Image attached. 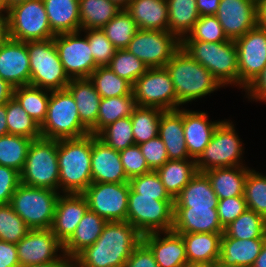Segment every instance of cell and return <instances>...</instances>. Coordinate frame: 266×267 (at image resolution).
Here are the masks:
<instances>
[{
	"instance_id": "49",
	"label": "cell",
	"mask_w": 266,
	"mask_h": 267,
	"mask_svg": "<svg viewBox=\"0 0 266 267\" xmlns=\"http://www.w3.org/2000/svg\"><path fill=\"white\" fill-rule=\"evenodd\" d=\"M182 40H200L203 42H222L229 39L215 15L200 16L192 30Z\"/></svg>"
},
{
	"instance_id": "30",
	"label": "cell",
	"mask_w": 266,
	"mask_h": 267,
	"mask_svg": "<svg viewBox=\"0 0 266 267\" xmlns=\"http://www.w3.org/2000/svg\"><path fill=\"white\" fill-rule=\"evenodd\" d=\"M107 221L89 209L80 220L75 232L63 244V253L75 258L85 248L96 242Z\"/></svg>"
},
{
	"instance_id": "47",
	"label": "cell",
	"mask_w": 266,
	"mask_h": 267,
	"mask_svg": "<svg viewBox=\"0 0 266 267\" xmlns=\"http://www.w3.org/2000/svg\"><path fill=\"white\" fill-rule=\"evenodd\" d=\"M108 66L116 75L132 85L149 69L144 62L126 49H117Z\"/></svg>"
},
{
	"instance_id": "22",
	"label": "cell",
	"mask_w": 266,
	"mask_h": 267,
	"mask_svg": "<svg viewBox=\"0 0 266 267\" xmlns=\"http://www.w3.org/2000/svg\"><path fill=\"white\" fill-rule=\"evenodd\" d=\"M142 242L151 250L159 267H183L187 263L183 238L173 230L144 234Z\"/></svg>"
},
{
	"instance_id": "10",
	"label": "cell",
	"mask_w": 266,
	"mask_h": 267,
	"mask_svg": "<svg viewBox=\"0 0 266 267\" xmlns=\"http://www.w3.org/2000/svg\"><path fill=\"white\" fill-rule=\"evenodd\" d=\"M240 140L233 122L222 120L205 150L195 160L197 172L213 168L245 166L242 161L244 145Z\"/></svg>"
},
{
	"instance_id": "9",
	"label": "cell",
	"mask_w": 266,
	"mask_h": 267,
	"mask_svg": "<svg viewBox=\"0 0 266 267\" xmlns=\"http://www.w3.org/2000/svg\"><path fill=\"white\" fill-rule=\"evenodd\" d=\"M10 39L22 42L53 39L43 0H27L6 11Z\"/></svg>"
},
{
	"instance_id": "11",
	"label": "cell",
	"mask_w": 266,
	"mask_h": 267,
	"mask_svg": "<svg viewBox=\"0 0 266 267\" xmlns=\"http://www.w3.org/2000/svg\"><path fill=\"white\" fill-rule=\"evenodd\" d=\"M173 213L174 200H155V197L141 196L130 187L127 221L142 235L171 231Z\"/></svg>"
},
{
	"instance_id": "6",
	"label": "cell",
	"mask_w": 266,
	"mask_h": 267,
	"mask_svg": "<svg viewBox=\"0 0 266 267\" xmlns=\"http://www.w3.org/2000/svg\"><path fill=\"white\" fill-rule=\"evenodd\" d=\"M58 140L40 137L32 140L20 173V183L59 192Z\"/></svg>"
},
{
	"instance_id": "43",
	"label": "cell",
	"mask_w": 266,
	"mask_h": 267,
	"mask_svg": "<svg viewBox=\"0 0 266 267\" xmlns=\"http://www.w3.org/2000/svg\"><path fill=\"white\" fill-rule=\"evenodd\" d=\"M6 120L8 134L21 135L33 140L42 137L38 123L13 97L6 103Z\"/></svg>"
},
{
	"instance_id": "61",
	"label": "cell",
	"mask_w": 266,
	"mask_h": 267,
	"mask_svg": "<svg viewBox=\"0 0 266 267\" xmlns=\"http://www.w3.org/2000/svg\"><path fill=\"white\" fill-rule=\"evenodd\" d=\"M8 35V19L6 12L0 10V45H2L7 39Z\"/></svg>"
},
{
	"instance_id": "54",
	"label": "cell",
	"mask_w": 266,
	"mask_h": 267,
	"mask_svg": "<svg viewBox=\"0 0 266 267\" xmlns=\"http://www.w3.org/2000/svg\"><path fill=\"white\" fill-rule=\"evenodd\" d=\"M247 209L244 196L218 200L217 213L223 228L236 220Z\"/></svg>"
},
{
	"instance_id": "2",
	"label": "cell",
	"mask_w": 266,
	"mask_h": 267,
	"mask_svg": "<svg viewBox=\"0 0 266 267\" xmlns=\"http://www.w3.org/2000/svg\"><path fill=\"white\" fill-rule=\"evenodd\" d=\"M92 134L58 140L59 192L82 194L92 184Z\"/></svg>"
},
{
	"instance_id": "40",
	"label": "cell",
	"mask_w": 266,
	"mask_h": 267,
	"mask_svg": "<svg viewBox=\"0 0 266 267\" xmlns=\"http://www.w3.org/2000/svg\"><path fill=\"white\" fill-rule=\"evenodd\" d=\"M33 139L21 135L0 136V165L22 172Z\"/></svg>"
},
{
	"instance_id": "25",
	"label": "cell",
	"mask_w": 266,
	"mask_h": 267,
	"mask_svg": "<svg viewBox=\"0 0 266 267\" xmlns=\"http://www.w3.org/2000/svg\"><path fill=\"white\" fill-rule=\"evenodd\" d=\"M184 134L183 108L163 111L158 136L165 144L169 160H195L188 154Z\"/></svg>"
},
{
	"instance_id": "14",
	"label": "cell",
	"mask_w": 266,
	"mask_h": 267,
	"mask_svg": "<svg viewBox=\"0 0 266 267\" xmlns=\"http://www.w3.org/2000/svg\"><path fill=\"white\" fill-rule=\"evenodd\" d=\"M129 192V182L92 183L82 194L89 210L106 221H127Z\"/></svg>"
},
{
	"instance_id": "35",
	"label": "cell",
	"mask_w": 266,
	"mask_h": 267,
	"mask_svg": "<svg viewBox=\"0 0 266 267\" xmlns=\"http://www.w3.org/2000/svg\"><path fill=\"white\" fill-rule=\"evenodd\" d=\"M168 31L180 41L188 35L200 18L196 0H166Z\"/></svg>"
},
{
	"instance_id": "3",
	"label": "cell",
	"mask_w": 266,
	"mask_h": 267,
	"mask_svg": "<svg viewBox=\"0 0 266 267\" xmlns=\"http://www.w3.org/2000/svg\"><path fill=\"white\" fill-rule=\"evenodd\" d=\"M173 82L177 101L184 105L210 95L222 86L212 73L181 47L164 66Z\"/></svg>"
},
{
	"instance_id": "69",
	"label": "cell",
	"mask_w": 266,
	"mask_h": 267,
	"mask_svg": "<svg viewBox=\"0 0 266 267\" xmlns=\"http://www.w3.org/2000/svg\"><path fill=\"white\" fill-rule=\"evenodd\" d=\"M67 267H84L82 266L77 260H75L74 258H71L68 261Z\"/></svg>"
},
{
	"instance_id": "26",
	"label": "cell",
	"mask_w": 266,
	"mask_h": 267,
	"mask_svg": "<svg viewBox=\"0 0 266 267\" xmlns=\"http://www.w3.org/2000/svg\"><path fill=\"white\" fill-rule=\"evenodd\" d=\"M266 238L237 239L222 237L217 266L252 267Z\"/></svg>"
},
{
	"instance_id": "1",
	"label": "cell",
	"mask_w": 266,
	"mask_h": 267,
	"mask_svg": "<svg viewBox=\"0 0 266 267\" xmlns=\"http://www.w3.org/2000/svg\"><path fill=\"white\" fill-rule=\"evenodd\" d=\"M142 234L128 221H107L94 244L74 259L84 267H124Z\"/></svg>"
},
{
	"instance_id": "16",
	"label": "cell",
	"mask_w": 266,
	"mask_h": 267,
	"mask_svg": "<svg viewBox=\"0 0 266 267\" xmlns=\"http://www.w3.org/2000/svg\"><path fill=\"white\" fill-rule=\"evenodd\" d=\"M81 31L56 35L54 43L67 76L71 79L89 78L98 67L92 57L88 39Z\"/></svg>"
},
{
	"instance_id": "58",
	"label": "cell",
	"mask_w": 266,
	"mask_h": 267,
	"mask_svg": "<svg viewBox=\"0 0 266 267\" xmlns=\"http://www.w3.org/2000/svg\"><path fill=\"white\" fill-rule=\"evenodd\" d=\"M0 267H20L16 244L0 240Z\"/></svg>"
},
{
	"instance_id": "15",
	"label": "cell",
	"mask_w": 266,
	"mask_h": 267,
	"mask_svg": "<svg viewBox=\"0 0 266 267\" xmlns=\"http://www.w3.org/2000/svg\"><path fill=\"white\" fill-rule=\"evenodd\" d=\"M234 42L238 50V86L245 90L266 66V29L257 25Z\"/></svg>"
},
{
	"instance_id": "4",
	"label": "cell",
	"mask_w": 266,
	"mask_h": 267,
	"mask_svg": "<svg viewBox=\"0 0 266 267\" xmlns=\"http://www.w3.org/2000/svg\"><path fill=\"white\" fill-rule=\"evenodd\" d=\"M181 48L207 68L222 88L228 84L238 86V50L234 40H181Z\"/></svg>"
},
{
	"instance_id": "44",
	"label": "cell",
	"mask_w": 266,
	"mask_h": 267,
	"mask_svg": "<svg viewBox=\"0 0 266 267\" xmlns=\"http://www.w3.org/2000/svg\"><path fill=\"white\" fill-rule=\"evenodd\" d=\"M101 30L117 49H125L139 28L129 13L122 9Z\"/></svg>"
},
{
	"instance_id": "23",
	"label": "cell",
	"mask_w": 266,
	"mask_h": 267,
	"mask_svg": "<svg viewBox=\"0 0 266 267\" xmlns=\"http://www.w3.org/2000/svg\"><path fill=\"white\" fill-rule=\"evenodd\" d=\"M172 230L176 233H224L217 208L174 207Z\"/></svg>"
},
{
	"instance_id": "34",
	"label": "cell",
	"mask_w": 266,
	"mask_h": 267,
	"mask_svg": "<svg viewBox=\"0 0 266 267\" xmlns=\"http://www.w3.org/2000/svg\"><path fill=\"white\" fill-rule=\"evenodd\" d=\"M166 192L174 200L197 173L195 160H168L156 170Z\"/></svg>"
},
{
	"instance_id": "62",
	"label": "cell",
	"mask_w": 266,
	"mask_h": 267,
	"mask_svg": "<svg viewBox=\"0 0 266 267\" xmlns=\"http://www.w3.org/2000/svg\"><path fill=\"white\" fill-rule=\"evenodd\" d=\"M70 259V257L63 253V255L56 261L43 264L27 265L24 267H67L68 261Z\"/></svg>"
},
{
	"instance_id": "68",
	"label": "cell",
	"mask_w": 266,
	"mask_h": 267,
	"mask_svg": "<svg viewBox=\"0 0 266 267\" xmlns=\"http://www.w3.org/2000/svg\"><path fill=\"white\" fill-rule=\"evenodd\" d=\"M111 1L117 4L120 8L125 9L131 0H111Z\"/></svg>"
},
{
	"instance_id": "33",
	"label": "cell",
	"mask_w": 266,
	"mask_h": 267,
	"mask_svg": "<svg viewBox=\"0 0 266 267\" xmlns=\"http://www.w3.org/2000/svg\"><path fill=\"white\" fill-rule=\"evenodd\" d=\"M181 234L186 250L187 262L217 264L219 260L220 233H178Z\"/></svg>"
},
{
	"instance_id": "63",
	"label": "cell",
	"mask_w": 266,
	"mask_h": 267,
	"mask_svg": "<svg viewBox=\"0 0 266 267\" xmlns=\"http://www.w3.org/2000/svg\"><path fill=\"white\" fill-rule=\"evenodd\" d=\"M258 25L266 29V0H257Z\"/></svg>"
},
{
	"instance_id": "29",
	"label": "cell",
	"mask_w": 266,
	"mask_h": 267,
	"mask_svg": "<svg viewBox=\"0 0 266 267\" xmlns=\"http://www.w3.org/2000/svg\"><path fill=\"white\" fill-rule=\"evenodd\" d=\"M249 167L234 166L213 168L204 173L210 180L211 186L219 200L235 196H244L245 180Z\"/></svg>"
},
{
	"instance_id": "56",
	"label": "cell",
	"mask_w": 266,
	"mask_h": 267,
	"mask_svg": "<svg viewBox=\"0 0 266 267\" xmlns=\"http://www.w3.org/2000/svg\"><path fill=\"white\" fill-rule=\"evenodd\" d=\"M124 267H159L151 250L141 242L132 252Z\"/></svg>"
},
{
	"instance_id": "18",
	"label": "cell",
	"mask_w": 266,
	"mask_h": 267,
	"mask_svg": "<svg viewBox=\"0 0 266 267\" xmlns=\"http://www.w3.org/2000/svg\"><path fill=\"white\" fill-rule=\"evenodd\" d=\"M215 16L227 38L235 40L258 25L257 0H220Z\"/></svg>"
},
{
	"instance_id": "50",
	"label": "cell",
	"mask_w": 266,
	"mask_h": 267,
	"mask_svg": "<svg viewBox=\"0 0 266 267\" xmlns=\"http://www.w3.org/2000/svg\"><path fill=\"white\" fill-rule=\"evenodd\" d=\"M88 39L92 57L99 66H108L117 48L106 37L101 29L82 30Z\"/></svg>"
},
{
	"instance_id": "5",
	"label": "cell",
	"mask_w": 266,
	"mask_h": 267,
	"mask_svg": "<svg viewBox=\"0 0 266 267\" xmlns=\"http://www.w3.org/2000/svg\"><path fill=\"white\" fill-rule=\"evenodd\" d=\"M41 136L47 139H76L90 134L81 123L76 102L67 89L50 91L45 120L40 125Z\"/></svg>"
},
{
	"instance_id": "60",
	"label": "cell",
	"mask_w": 266,
	"mask_h": 267,
	"mask_svg": "<svg viewBox=\"0 0 266 267\" xmlns=\"http://www.w3.org/2000/svg\"><path fill=\"white\" fill-rule=\"evenodd\" d=\"M14 87L0 77V105L7 103L13 97Z\"/></svg>"
},
{
	"instance_id": "39",
	"label": "cell",
	"mask_w": 266,
	"mask_h": 267,
	"mask_svg": "<svg viewBox=\"0 0 266 267\" xmlns=\"http://www.w3.org/2000/svg\"><path fill=\"white\" fill-rule=\"evenodd\" d=\"M222 237L241 240L266 238V219L253 210L246 209L236 220L224 228Z\"/></svg>"
},
{
	"instance_id": "70",
	"label": "cell",
	"mask_w": 266,
	"mask_h": 267,
	"mask_svg": "<svg viewBox=\"0 0 266 267\" xmlns=\"http://www.w3.org/2000/svg\"><path fill=\"white\" fill-rule=\"evenodd\" d=\"M217 267H243V266H217Z\"/></svg>"
},
{
	"instance_id": "52",
	"label": "cell",
	"mask_w": 266,
	"mask_h": 267,
	"mask_svg": "<svg viewBox=\"0 0 266 267\" xmlns=\"http://www.w3.org/2000/svg\"><path fill=\"white\" fill-rule=\"evenodd\" d=\"M119 153L123 169L129 180L136 176L151 172L142 155L141 149L137 144L131 145L128 148L119 151Z\"/></svg>"
},
{
	"instance_id": "13",
	"label": "cell",
	"mask_w": 266,
	"mask_h": 267,
	"mask_svg": "<svg viewBox=\"0 0 266 267\" xmlns=\"http://www.w3.org/2000/svg\"><path fill=\"white\" fill-rule=\"evenodd\" d=\"M180 47L181 41L169 31L139 29L125 49L148 68H156L164 67Z\"/></svg>"
},
{
	"instance_id": "55",
	"label": "cell",
	"mask_w": 266,
	"mask_h": 267,
	"mask_svg": "<svg viewBox=\"0 0 266 267\" xmlns=\"http://www.w3.org/2000/svg\"><path fill=\"white\" fill-rule=\"evenodd\" d=\"M20 184V173L13 168L0 165V205L9 204Z\"/></svg>"
},
{
	"instance_id": "8",
	"label": "cell",
	"mask_w": 266,
	"mask_h": 267,
	"mask_svg": "<svg viewBox=\"0 0 266 267\" xmlns=\"http://www.w3.org/2000/svg\"><path fill=\"white\" fill-rule=\"evenodd\" d=\"M31 86L57 91L66 89L70 78L64 71L54 39L28 41Z\"/></svg>"
},
{
	"instance_id": "65",
	"label": "cell",
	"mask_w": 266,
	"mask_h": 267,
	"mask_svg": "<svg viewBox=\"0 0 266 267\" xmlns=\"http://www.w3.org/2000/svg\"><path fill=\"white\" fill-rule=\"evenodd\" d=\"M252 267H266V241Z\"/></svg>"
},
{
	"instance_id": "38",
	"label": "cell",
	"mask_w": 266,
	"mask_h": 267,
	"mask_svg": "<svg viewBox=\"0 0 266 267\" xmlns=\"http://www.w3.org/2000/svg\"><path fill=\"white\" fill-rule=\"evenodd\" d=\"M13 98L39 126L43 123L48 109L50 91L31 85L19 86L13 89Z\"/></svg>"
},
{
	"instance_id": "27",
	"label": "cell",
	"mask_w": 266,
	"mask_h": 267,
	"mask_svg": "<svg viewBox=\"0 0 266 267\" xmlns=\"http://www.w3.org/2000/svg\"><path fill=\"white\" fill-rule=\"evenodd\" d=\"M66 89L76 102L81 123L90 131L97 122L100 94L89 78L71 79Z\"/></svg>"
},
{
	"instance_id": "48",
	"label": "cell",
	"mask_w": 266,
	"mask_h": 267,
	"mask_svg": "<svg viewBox=\"0 0 266 267\" xmlns=\"http://www.w3.org/2000/svg\"><path fill=\"white\" fill-rule=\"evenodd\" d=\"M10 204L0 205V240L17 244L29 231Z\"/></svg>"
},
{
	"instance_id": "17",
	"label": "cell",
	"mask_w": 266,
	"mask_h": 267,
	"mask_svg": "<svg viewBox=\"0 0 266 267\" xmlns=\"http://www.w3.org/2000/svg\"><path fill=\"white\" fill-rule=\"evenodd\" d=\"M16 246L20 267L53 262L63 255V244L50 229L29 230Z\"/></svg>"
},
{
	"instance_id": "64",
	"label": "cell",
	"mask_w": 266,
	"mask_h": 267,
	"mask_svg": "<svg viewBox=\"0 0 266 267\" xmlns=\"http://www.w3.org/2000/svg\"><path fill=\"white\" fill-rule=\"evenodd\" d=\"M8 134V126L6 120V103L0 105V136Z\"/></svg>"
},
{
	"instance_id": "12",
	"label": "cell",
	"mask_w": 266,
	"mask_h": 267,
	"mask_svg": "<svg viewBox=\"0 0 266 267\" xmlns=\"http://www.w3.org/2000/svg\"><path fill=\"white\" fill-rule=\"evenodd\" d=\"M132 93L137 106L155 107L163 111L176 110L181 106L165 67L149 68L135 81Z\"/></svg>"
},
{
	"instance_id": "42",
	"label": "cell",
	"mask_w": 266,
	"mask_h": 267,
	"mask_svg": "<svg viewBox=\"0 0 266 267\" xmlns=\"http://www.w3.org/2000/svg\"><path fill=\"white\" fill-rule=\"evenodd\" d=\"M96 91L101 98L131 95L132 84L116 75L109 66H99L90 75Z\"/></svg>"
},
{
	"instance_id": "7",
	"label": "cell",
	"mask_w": 266,
	"mask_h": 267,
	"mask_svg": "<svg viewBox=\"0 0 266 267\" xmlns=\"http://www.w3.org/2000/svg\"><path fill=\"white\" fill-rule=\"evenodd\" d=\"M60 194L56 190L20 183L9 204L30 230L50 229Z\"/></svg>"
},
{
	"instance_id": "31",
	"label": "cell",
	"mask_w": 266,
	"mask_h": 267,
	"mask_svg": "<svg viewBox=\"0 0 266 267\" xmlns=\"http://www.w3.org/2000/svg\"><path fill=\"white\" fill-rule=\"evenodd\" d=\"M55 35L80 31L79 0H43Z\"/></svg>"
},
{
	"instance_id": "46",
	"label": "cell",
	"mask_w": 266,
	"mask_h": 267,
	"mask_svg": "<svg viewBox=\"0 0 266 267\" xmlns=\"http://www.w3.org/2000/svg\"><path fill=\"white\" fill-rule=\"evenodd\" d=\"M244 197L247 209L266 219V175L250 169L245 180Z\"/></svg>"
},
{
	"instance_id": "36",
	"label": "cell",
	"mask_w": 266,
	"mask_h": 267,
	"mask_svg": "<svg viewBox=\"0 0 266 267\" xmlns=\"http://www.w3.org/2000/svg\"><path fill=\"white\" fill-rule=\"evenodd\" d=\"M121 10L111 0H79L80 31L101 29Z\"/></svg>"
},
{
	"instance_id": "57",
	"label": "cell",
	"mask_w": 266,
	"mask_h": 267,
	"mask_svg": "<svg viewBox=\"0 0 266 267\" xmlns=\"http://www.w3.org/2000/svg\"><path fill=\"white\" fill-rule=\"evenodd\" d=\"M246 98L251 101H261L266 103V66L255 80L244 90Z\"/></svg>"
},
{
	"instance_id": "45",
	"label": "cell",
	"mask_w": 266,
	"mask_h": 267,
	"mask_svg": "<svg viewBox=\"0 0 266 267\" xmlns=\"http://www.w3.org/2000/svg\"><path fill=\"white\" fill-rule=\"evenodd\" d=\"M97 137L107 146L121 151L135 144L131 117L118 119L105 127Z\"/></svg>"
},
{
	"instance_id": "59",
	"label": "cell",
	"mask_w": 266,
	"mask_h": 267,
	"mask_svg": "<svg viewBox=\"0 0 266 267\" xmlns=\"http://www.w3.org/2000/svg\"><path fill=\"white\" fill-rule=\"evenodd\" d=\"M200 16L216 15L220 0H196Z\"/></svg>"
},
{
	"instance_id": "37",
	"label": "cell",
	"mask_w": 266,
	"mask_h": 267,
	"mask_svg": "<svg viewBox=\"0 0 266 267\" xmlns=\"http://www.w3.org/2000/svg\"><path fill=\"white\" fill-rule=\"evenodd\" d=\"M134 95L101 98L96 125L90 134L97 136L105 127L118 119L131 116L136 107Z\"/></svg>"
},
{
	"instance_id": "51",
	"label": "cell",
	"mask_w": 266,
	"mask_h": 267,
	"mask_svg": "<svg viewBox=\"0 0 266 267\" xmlns=\"http://www.w3.org/2000/svg\"><path fill=\"white\" fill-rule=\"evenodd\" d=\"M129 184L141 196L155 197V200H173L166 192L156 171L131 178Z\"/></svg>"
},
{
	"instance_id": "53",
	"label": "cell",
	"mask_w": 266,
	"mask_h": 267,
	"mask_svg": "<svg viewBox=\"0 0 266 267\" xmlns=\"http://www.w3.org/2000/svg\"><path fill=\"white\" fill-rule=\"evenodd\" d=\"M138 146L151 171H156L169 160L165 144L159 136Z\"/></svg>"
},
{
	"instance_id": "21",
	"label": "cell",
	"mask_w": 266,
	"mask_h": 267,
	"mask_svg": "<svg viewBox=\"0 0 266 267\" xmlns=\"http://www.w3.org/2000/svg\"><path fill=\"white\" fill-rule=\"evenodd\" d=\"M88 209V202L83 194L59 195L50 230L62 244L75 232Z\"/></svg>"
},
{
	"instance_id": "19",
	"label": "cell",
	"mask_w": 266,
	"mask_h": 267,
	"mask_svg": "<svg viewBox=\"0 0 266 267\" xmlns=\"http://www.w3.org/2000/svg\"><path fill=\"white\" fill-rule=\"evenodd\" d=\"M0 77L14 88L30 84L27 42L8 38L0 45Z\"/></svg>"
},
{
	"instance_id": "66",
	"label": "cell",
	"mask_w": 266,
	"mask_h": 267,
	"mask_svg": "<svg viewBox=\"0 0 266 267\" xmlns=\"http://www.w3.org/2000/svg\"><path fill=\"white\" fill-rule=\"evenodd\" d=\"M27 0H2L0 2V10L6 11L8 8L12 7L15 4L25 2Z\"/></svg>"
},
{
	"instance_id": "32",
	"label": "cell",
	"mask_w": 266,
	"mask_h": 267,
	"mask_svg": "<svg viewBox=\"0 0 266 267\" xmlns=\"http://www.w3.org/2000/svg\"><path fill=\"white\" fill-rule=\"evenodd\" d=\"M218 198L204 172H197L174 199V207L217 208Z\"/></svg>"
},
{
	"instance_id": "24",
	"label": "cell",
	"mask_w": 266,
	"mask_h": 267,
	"mask_svg": "<svg viewBox=\"0 0 266 267\" xmlns=\"http://www.w3.org/2000/svg\"><path fill=\"white\" fill-rule=\"evenodd\" d=\"M207 112L183 108V128L188 154L197 159L213 137L217 126L222 121L208 120Z\"/></svg>"
},
{
	"instance_id": "67",
	"label": "cell",
	"mask_w": 266,
	"mask_h": 267,
	"mask_svg": "<svg viewBox=\"0 0 266 267\" xmlns=\"http://www.w3.org/2000/svg\"><path fill=\"white\" fill-rule=\"evenodd\" d=\"M183 267H217V264L205 262H187Z\"/></svg>"
},
{
	"instance_id": "41",
	"label": "cell",
	"mask_w": 266,
	"mask_h": 267,
	"mask_svg": "<svg viewBox=\"0 0 266 267\" xmlns=\"http://www.w3.org/2000/svg\"><path fill=\"white\" fill-rule=\"evenodd\" d=\"M162 112L155 107H135L130 116L135 144H142L158 136Z\"/></svg>"
},
{
	"instance_id": "28",
	"label": "cell",
	"mask_w": 266,
	"mask_h": 267,
	"mask_svg": "<svg viewBox=\"0 0 266 267\" xmlns=\"http://www.w3.org/2000/svg\"><path fill=\"white\" fill-rule=\"evenodd\" d=\"M125 10L141 30L168 31L166 0H131Z\"/></svg>"
},
{
	"instance_id": "20",
	"label": "cell",
	"mask_w": 266,
	"mask_h": 267,
	"mask_svg": "<svg viewBox=\"0 0 266 267\" xmlns=\"http://www.w3.org/2000/svg\"><path fill=\"white\" fill-rule=\"evenodd\" d=\"M92 183H127L120 153L92 134Z\"/></svg>"
}]
</instances>
